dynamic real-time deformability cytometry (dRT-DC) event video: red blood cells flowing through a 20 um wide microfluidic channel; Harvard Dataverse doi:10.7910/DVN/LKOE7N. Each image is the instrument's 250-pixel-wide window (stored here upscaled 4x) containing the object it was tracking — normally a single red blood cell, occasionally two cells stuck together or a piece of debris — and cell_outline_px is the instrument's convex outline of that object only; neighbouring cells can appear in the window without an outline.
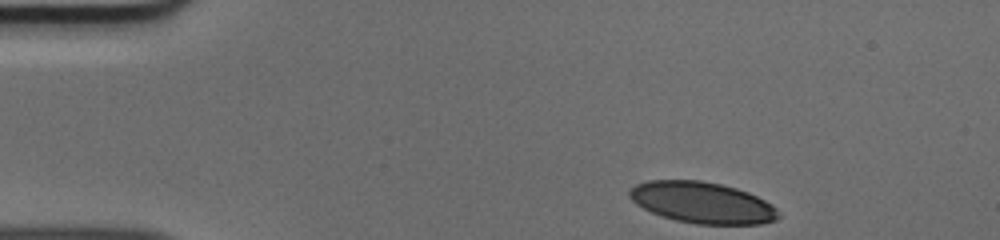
{"species": "human", "species_latin": "Homo sapiens", "temperature_condition": "cold", "stored_images_in_passage": 36, "camera_frame_rate_fps": 3000, "um_per_image_px": 0.085, "donor": {"sex": "male"}, "frame": {"image": 1, "passage_image": 1, "time_ms": 0.0, "image_size_px": [1000, 240], "cell_outline_px": [[780, 216], [776, 220], [760, 224], [696, 224], [676, 220], [652, 212], [636, 204], [628, 196], [628, 192], [636, 184], [648, 180], [700, 180], [720, 184], [736, 188], [748, 192], [772, 204], [780, 212]], "centroid_in_image_um": [59.71, 17.22], "position_along_channel_um": 25.3, "area_um2": 35.78}}
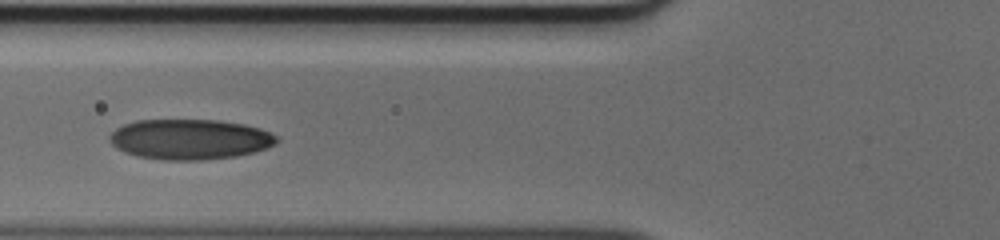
{"frame": {"image": 2, "passage_image": 13, "time_ms": 4.0, "image_size_px": [1000, 240], "cell_outline_px": [[280, 140], [276, 144], [268, 148], [256, 152], [236, 156], [204, 160], [164, 160], [136, 156], [124, 152], [116, 148], [108, 140], [108, 136], [116, 128], [124, 124], [136, 120], [216, 120], [244, 124], [260, 128], [276, 136]], "centroid_in_image_um": [16.14, 11.84], "position_along_channel_um": 109.7, "area_um2": 39.54}}
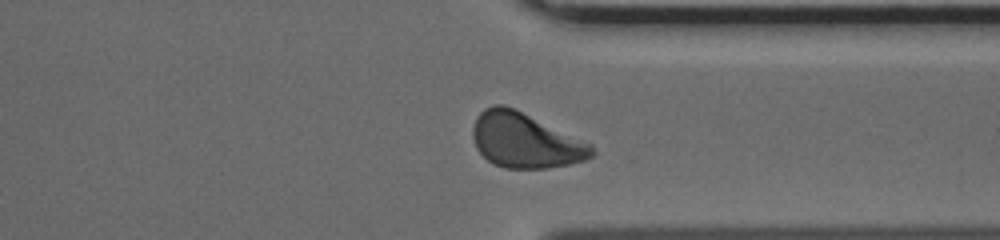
{"frame": {"image": 3, "passage_image": 32, "time_ms": 10.333, "image_size_px": [1000, 240], "cell_outline_px": [[596, 152], [592, 156], [584, 160], [568, 164], [548, 168], [504, 168], [492, 164], [476, 148], [472, 136], [472, 128], [476, 116], [484, 108], [492, 104], [504, 104], [516, 108], [592, 144]], "centroid_in_image_um": [44.62, 11.92], "position_along_channel_um": 366.8, "area_um2": 38.44}}